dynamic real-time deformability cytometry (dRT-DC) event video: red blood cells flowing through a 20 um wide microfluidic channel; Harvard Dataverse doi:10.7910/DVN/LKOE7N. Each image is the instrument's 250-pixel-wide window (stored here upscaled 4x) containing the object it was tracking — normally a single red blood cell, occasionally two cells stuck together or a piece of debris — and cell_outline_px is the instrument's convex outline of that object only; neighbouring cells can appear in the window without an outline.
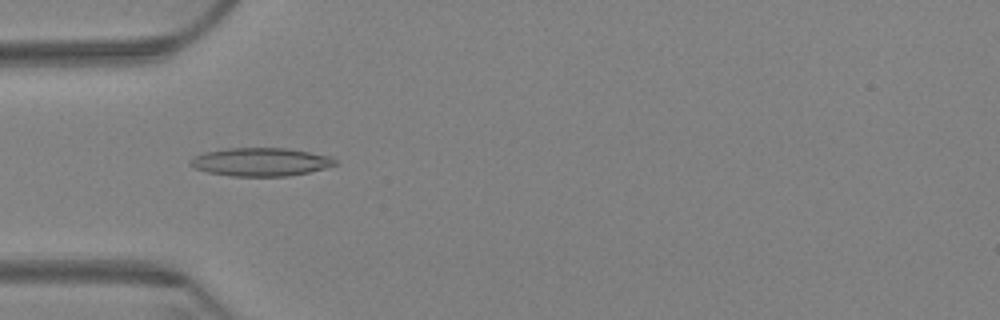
{"species": "Egyptian fruit bat (a non-hibernating species)", "species_latin": "Rousettus aegyptiacus", "temperature_condition": "warm", "stored_images_in_passage": 6, "camera_frame_rate_fps": 3000, "um_per_image_px": 0.085, "animal": {"sex": "female"}, "frame": {"image": 1, "passage_image": 5, "time_ms": 1.333, "image_size_px": [1000, 320], "cell_outline_px": [[336, 164], [324, 168], [308, 172], [288, 176], [232, 176], [208, 172], [196, 168], [188, 164], [196, 156], [204, 152], [228, 148], [284, 148], [332, 156], [336, 160]], "centroid_in_image_um": [22.17, 13.76], "position_along_channel_um": 62.8, "area_um2": 23.58}}
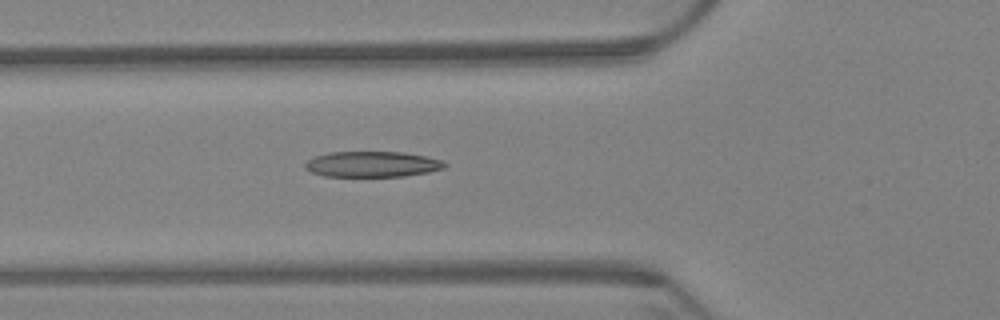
{"frame": {"image": 2, "passage_image": 6, "time_ms": 1.667, "image_size_px": [1000, 320], "cell_outline_px": [[448, 164], [444, 168], [428, 172], [404, 176], [324, 176], [312, 172], [304, 168], [304, 164], [312, 156], [328, 152], [404, 152], [424, 156], [440, 160]], "centroid_in_image_um": [31.6, 13.95], "position_along_channel_um": 94.2, "area_um2": 20.87}}